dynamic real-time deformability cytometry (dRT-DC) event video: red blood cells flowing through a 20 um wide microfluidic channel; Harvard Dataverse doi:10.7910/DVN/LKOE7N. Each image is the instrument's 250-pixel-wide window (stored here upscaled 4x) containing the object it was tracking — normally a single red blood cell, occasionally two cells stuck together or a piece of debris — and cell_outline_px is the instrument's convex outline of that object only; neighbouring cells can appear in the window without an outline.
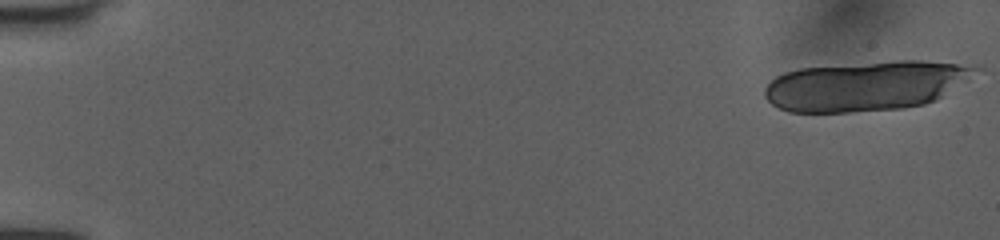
{"species": "human", "species_latin": "Homo sapiens", "temperature_condition": "room temperature", "stored_images_in_passage": 19, "camera_frame_rate_fps": 3000, "um_per_image_px": 0.085, "donor": {"sex": "female"}, "frame": {"image": 1, "passage_image": 1, "time_ms": 0.0, "image_size_px": [1000, 240], "cell_outline_px": [[984, 68], [968, 80], [936, 100], [924, 104], [904, 108], [848, 112], [788, 112], [772, 104], [764, 96], [764, 88], [776, 76], [784, 72], [800, 68], [900, 60], [920, 60], [956, 64]], "centroid_in_image_um": [73.59, 7.3], "position_along_channel_um": 11.4, "area_um2": 60.98}}